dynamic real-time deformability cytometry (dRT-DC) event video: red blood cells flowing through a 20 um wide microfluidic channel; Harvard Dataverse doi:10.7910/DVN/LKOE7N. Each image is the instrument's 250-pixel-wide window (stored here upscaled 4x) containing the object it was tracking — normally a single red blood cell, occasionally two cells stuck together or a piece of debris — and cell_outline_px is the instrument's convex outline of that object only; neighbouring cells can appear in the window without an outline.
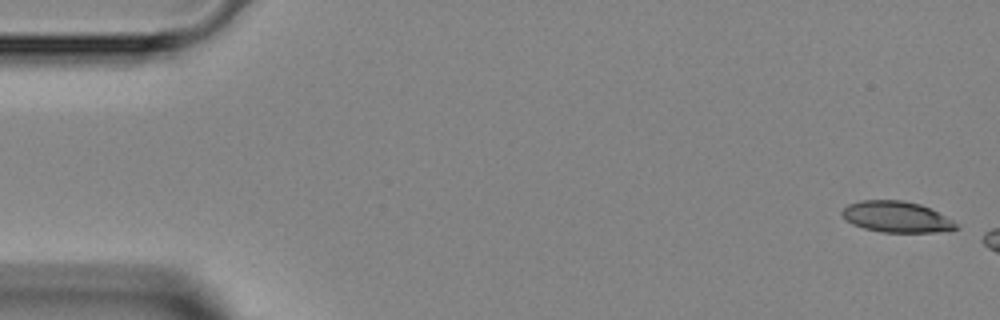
{"species": "Egyptian fruit bat (a non-hibernating species)", "species_latin": "Rousettus aegyptiacus", "temperature_condition": "room temperature", "stored_images_in_passage": 4, "camera_frame_rate_fps": 3000, "um_per_image_px": 0.085, "animal": {"sex": "female"}, "frame": {"image": 1, "passage_image": 1, "time_ms": 0.0, "image_size_px": [1000, 320], "cell_outline_px": [[960, 228], [936, 232], [880, 232], [864, 228], [852, 224], [840, 212], [848, 204], [860, 200], [904, 200], [920, 204], [952, 220]], "centroid_in_image_um": [76.17, 18.43], "position_along_channel_um": 8.8, "area_um2": 20.4}}